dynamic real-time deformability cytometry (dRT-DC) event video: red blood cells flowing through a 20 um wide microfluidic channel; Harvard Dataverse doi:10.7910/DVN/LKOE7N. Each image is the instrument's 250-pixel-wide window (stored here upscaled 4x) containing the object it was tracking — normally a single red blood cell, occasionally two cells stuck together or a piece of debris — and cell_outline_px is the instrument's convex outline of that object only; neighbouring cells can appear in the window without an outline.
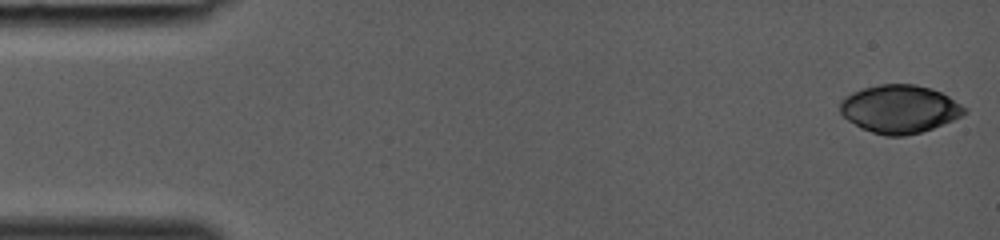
{"species": "common noctule bat (a hibernating species)", "species_latin": "Nyctalus noctula", "temperature_condition": "room temperature", "stored_images_in_passage": 38, "camera_frame_rate_fps": 3000, "um_per_image_px": 0.085, "animal": {"sex": "female", "body_mass_g": 19.0, "forearm_length_mm": 53.3}, "frame": {"image": 1, "passage_image": 1, "time_ms": 0.0, "image_size_px": [1000, 240], "cell_outline_px": [[968, 112], [964, 116], [932, 128], [920, 132], [904, 136], [884, 136], [860, 128], [848, 120], [840, 112], [840, 100], [844, 96], [852, 92], [864, 88], [880, 84], [916, 84], [932, 88], [948, 96], [968, 108]], "centroid_in_image_um": [76.48, 9.26], "position_along_channel_um": 8.5, "area_um2": 35.08}}